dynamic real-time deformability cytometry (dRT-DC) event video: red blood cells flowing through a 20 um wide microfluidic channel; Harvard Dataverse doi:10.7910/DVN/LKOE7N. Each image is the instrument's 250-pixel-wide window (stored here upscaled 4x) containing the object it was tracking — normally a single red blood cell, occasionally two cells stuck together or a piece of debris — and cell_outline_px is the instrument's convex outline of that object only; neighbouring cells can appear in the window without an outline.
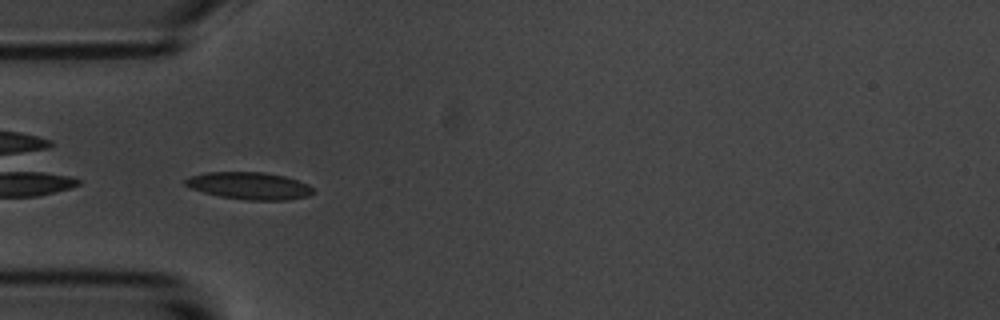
{"species": "common noctule bat (a hibernating species)", "species_latin": "Nyctalus noctula", "temperature_condition": "room temperature", "stored_images_in_passage": 24, "camera_frame_rate_fps": 3000, "um_per_image_px": 0.085, "animal": {"sex": "male", "body_mass_g": 20.1, "forearm_length_mm": 53.5}, "frame": {"image": 1, "passage_image": 1, "time_ms": 0.0, "image_size_px": [1000, 320], "cell_outline_px": [[312, 192], [308, 196], [288, 200], [248, 200], [220, 196], [204, 192], [192, 188], [184, 184], [184, 180], [188, 176], [208, 172], [264, 172], [284, 176], [308, 184], [312, 188]], "centroid_in_image_um": [21.18, 15.78], "position_along_channel_um": 63.8, "area_um2": 20.11}}
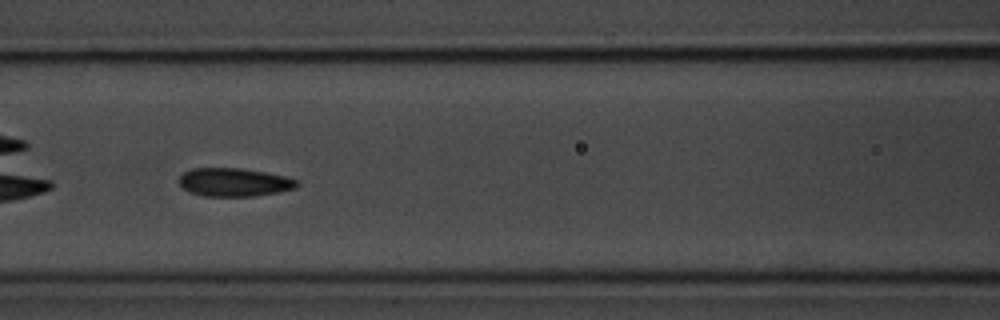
{"frame": {"image": 2, "passage_image": 8, "time_ms": 2.333, "image_size_px": [1000, 320], "cell_outline_px": [[300, 184], [296, 188], [256, 196], [204, 196], [192, 192], [184, 188], [180, 184], [180, 176], [184, 172], [192, 168], [244, 168], [284, 176], [296, 180]], "centroid_in_image_um": [19.92, 15.48], "position_along_channel_um": 146.7, "area_um2": 19.31}}